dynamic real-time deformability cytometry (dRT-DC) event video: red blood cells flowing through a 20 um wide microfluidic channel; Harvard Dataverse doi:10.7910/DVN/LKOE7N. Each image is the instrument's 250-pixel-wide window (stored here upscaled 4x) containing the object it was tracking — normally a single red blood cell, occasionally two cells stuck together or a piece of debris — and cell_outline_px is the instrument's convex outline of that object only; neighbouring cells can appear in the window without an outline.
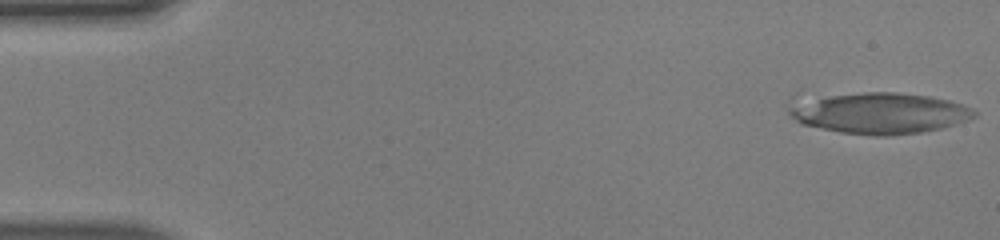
{"species": "human", "species_latin": "Homo sapiens", "temperature_condition": "warm", "stored_images_in_passage": 25, "camera_frame_rate_fps": 3000, "um_per_image_px": 0.085, "donor": {"sex": "male"}, "frame": {"image": 1, "passage_image": 1, "time_ms": 0.0, "image_size_px": [1000, 240], "cell_outline_px": [[976, 116], [968, 120], [940, 128], [920, 132], [888, 136], [876, 136], [840, 132], [800, 124], [788, 112], [788, 100], [796, 92], [896, 92], [932, 96], [948, 100], [972, 108], [976, 112]], "centroid_in_image_um": [74.47, 9.54], "position_along_channel_um": 10.5, "area_um2": 46.53}}
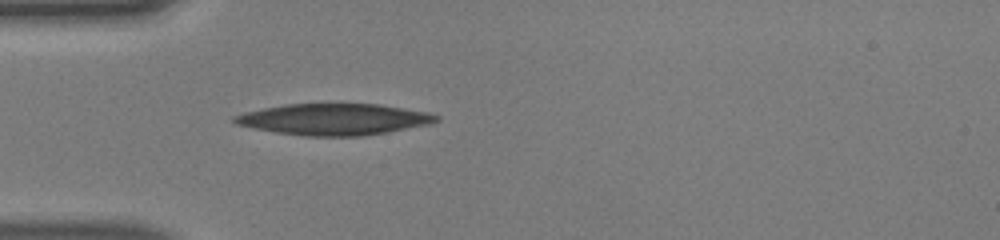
{"frame": {"image": 2, "passage_image": 15, "time_ms": 4.667, "image_size_px": [1000, 240], "cell_outline_px": [[440, 120], [428, 124], [388, 132], [360, 136], [304, 136], [276, 132], [252, 128], [236, 124], [232, 120], [232, 116], [244, 112], [264, 108], [288, 104], [380, 104], [428, 112], [440, 116]], "centroid_in_image_um": [28.38, 10.14], "position_along_channel_um": 56.6, "area_um2": 36.82}}